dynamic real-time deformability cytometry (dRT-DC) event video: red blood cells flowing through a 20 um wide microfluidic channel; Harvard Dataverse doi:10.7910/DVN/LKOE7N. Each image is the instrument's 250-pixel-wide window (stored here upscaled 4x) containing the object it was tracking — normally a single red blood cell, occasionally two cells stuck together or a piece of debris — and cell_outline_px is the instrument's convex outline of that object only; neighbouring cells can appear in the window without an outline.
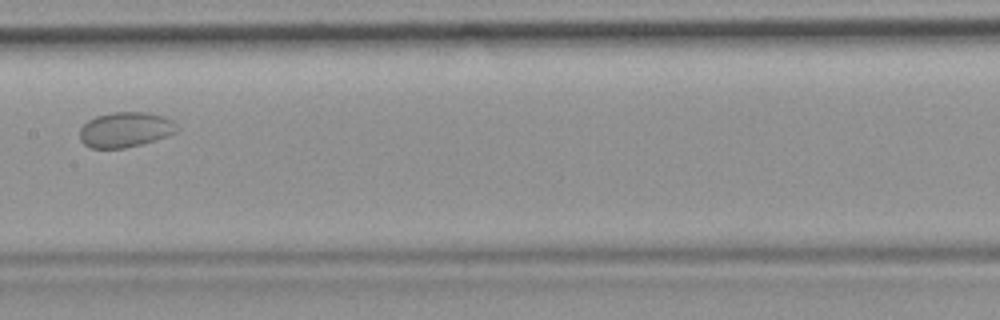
{"species": "common noctule bat (a hibernating species)", "species_latin": "Nyctalus noctula", "temperature_condition": "room temperature", "stored_images_in_passage": 5, "camera_frame_rate_fps": 3000, "um_per_image_px": 0.085, "animal": {"sex": "female", "body_mass_g": 19.9}, "frame": {"image": 1, "passage_image": 4, "time_ms": 4.333, "image_size_px": [1000, 320], "cell_outline_px": [[180, 128], [176, 132], [140, 144], [124, 148], [92, 148], [84, 144], [80, 140], [80, 128], [88, 120], [96, 116], [112, 112], [144, 112], [164, 116], [172, 120]], "centroid_in_image_um": [10.64, 11.01], "position_along_channel_um": 196.8, "area_um2": 19.77}}